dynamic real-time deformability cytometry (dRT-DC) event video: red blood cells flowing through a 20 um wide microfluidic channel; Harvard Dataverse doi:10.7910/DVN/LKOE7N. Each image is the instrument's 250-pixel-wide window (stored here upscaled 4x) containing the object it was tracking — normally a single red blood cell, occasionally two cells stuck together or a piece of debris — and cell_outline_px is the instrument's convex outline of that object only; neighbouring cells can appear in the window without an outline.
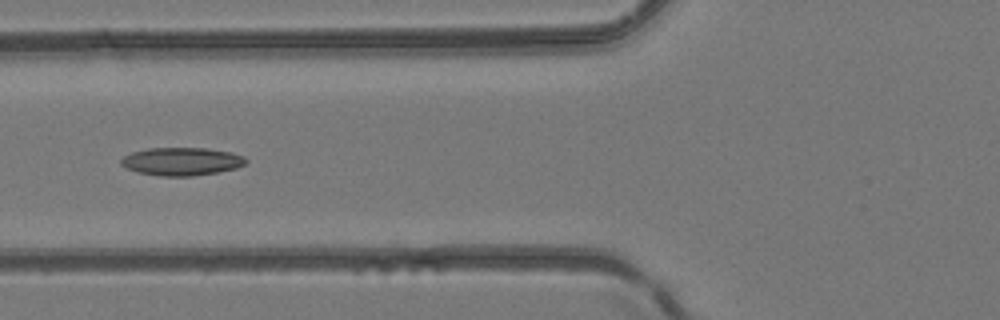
{"species": "common noctule bat (a hibernating species)", "species_latin": "Nyctalus noctula", "temperature_condition": "room temperature", "stored_images_in_passage": 6, "camera_frame_rate_fps": 3000, "um_per_image_px": 0.085, "animal": {"sex": "female", "body_mass_g": 24.6, "forearm_length_mm": 56.2}, "frame": {"image": 1, "passage_image": 6, "time_ms": 6.333, "image_size_px": [1000, 320], "cell_outline_px": [[248, 160], [244, 164], [236, 168], [216, 172], [192, 176], [160, 176], [136, 172], [120, 164], [120, 160], [124, 156], [132, 152], [148, 148], [208, 148], [232, 152], [244, 156]], "centroid_in_image_um": [15.44, 13.71], "position_along_channel_um": 110.4, "area_um2": 20.4}}